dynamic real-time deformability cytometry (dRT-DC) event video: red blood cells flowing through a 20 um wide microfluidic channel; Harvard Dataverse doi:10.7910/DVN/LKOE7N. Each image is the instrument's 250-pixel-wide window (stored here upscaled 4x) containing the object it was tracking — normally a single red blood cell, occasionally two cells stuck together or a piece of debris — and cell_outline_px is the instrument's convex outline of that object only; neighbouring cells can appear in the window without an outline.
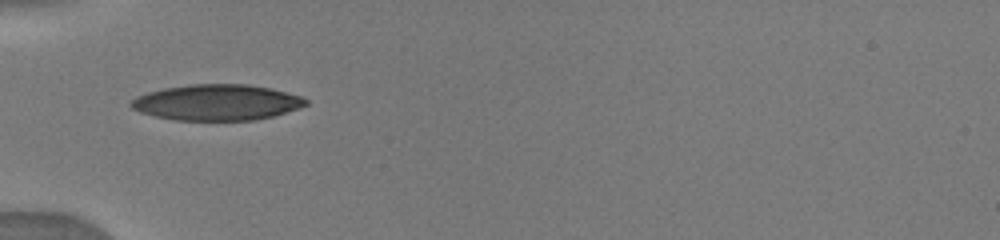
{"species": "human", "species_latin": "Homo sapiens", "temperature_condition": "warm", "stored_images_in_passage": 7, "camera_frame_rate_fps": 3000, "um_per_image_px": 0.085, "donor": {"sex": "male"}, "frame": {"image": 1, "passage_image": 1, "time_ms": 0.0, "image_size_px": [1000, 240], "cell_outline_px": [[308, 104], [300, 108], [272, 116], [256, 120], [172, 120], [140, 112], [132, 108], [128, 104], [136, 96], [148, 92], [164, 88], [192, 84], [248, 84], [272, 88], [300, 96], [308, 100]], "centroid_in_image_um": [18.43, 8.7], "position_along_channel_um": 66.6, "area_um2": 36.59}}
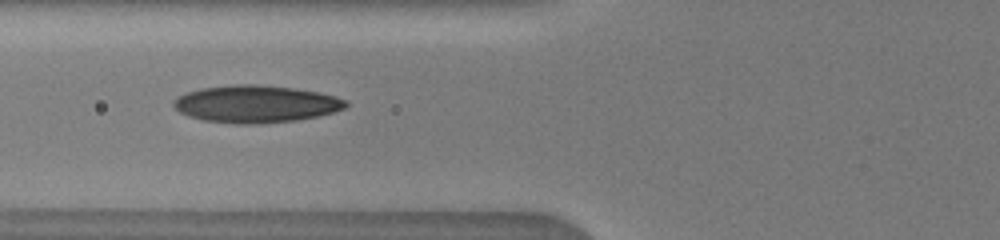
{"frame": {"image": 2, "passage_image": 4, "time_ms": 1.0, "image_size_px": [1000, 240], "cell_outline_px": [[348, 104], [344, 108], [320, 116], [296, 120], [256, 124], [236, 124], [204, 120], [188, 116], [180, 112], [172, 104], [172, 100], [176, 96], [200, 88], [236, 84], [256, 84], [292, 88], [316, 92], [336, 96], [348, 100]], "centroid_in_image_um": [21.73, 8.84], "position_along_channel_um": 104.1, "area_um2": 37.45}}